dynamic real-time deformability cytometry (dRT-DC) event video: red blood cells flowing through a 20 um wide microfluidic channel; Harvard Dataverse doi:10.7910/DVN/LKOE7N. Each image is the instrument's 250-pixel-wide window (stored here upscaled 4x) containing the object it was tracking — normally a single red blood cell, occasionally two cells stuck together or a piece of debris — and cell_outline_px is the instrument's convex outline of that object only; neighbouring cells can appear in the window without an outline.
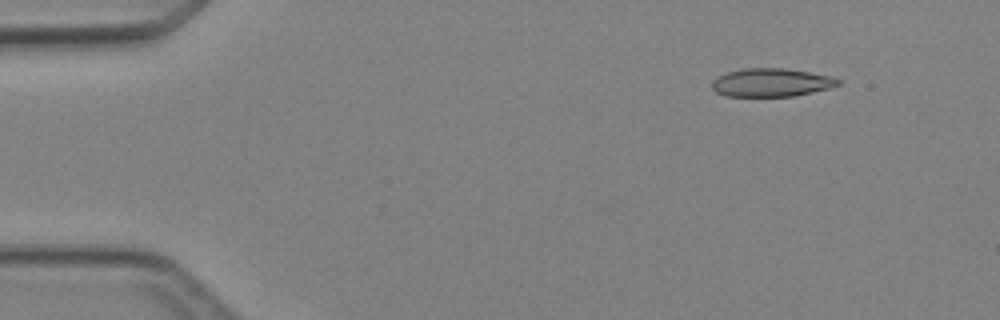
{"species": "Egyptian fruit bat (a non-hibernating species)", "species_latin": "Rousettus aegyptiacus", "temperature_condition": "cold", "stored_images_in_passage": 3, "camera_frame_rate_fps": 3000, "um_per_image_px": 0.085, "animal": {"sex": "female"}, "frame": {"image": 1, "passage_image": 1, "time_ms": 0.0, "image_size_px": [1000, 320], "cell_outline_px": [[840, 84], [828, 88], [812, 92], [792, 96], [724, 96], [716, 92], [712, 88], [712, 80], [728, 72], [744, 68], [784, 68], [808, 72], [828, 76], [840, 80]], "centroid_in_image_um": [65.52, 7.02], "position_along_channel_um": 19.5, "area_um2": 20.52}}